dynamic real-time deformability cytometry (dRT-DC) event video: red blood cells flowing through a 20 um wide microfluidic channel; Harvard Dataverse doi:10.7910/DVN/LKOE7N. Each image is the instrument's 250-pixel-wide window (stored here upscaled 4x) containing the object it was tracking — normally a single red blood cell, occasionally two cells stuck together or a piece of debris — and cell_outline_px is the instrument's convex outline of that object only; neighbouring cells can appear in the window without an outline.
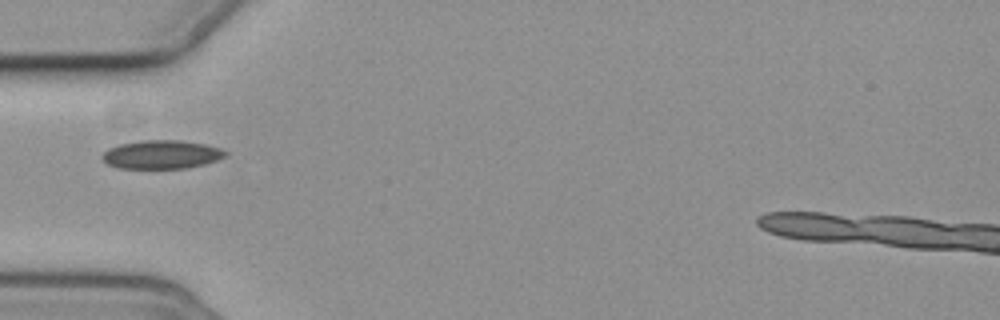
{"species": "common noctule bat (a hibernating species)", "species_latin": "Nyctalus noctula", "temperature_condition": "cold", "stored_images_in_passage": 6, "camera_frame_rate_fps": 3000, "um_per_image_px": 0.085, "animal": {"sex": "female", "body_mass_g": 19.3, "forearm_length_mm": 54.1}, "frame": {"image": 1, "passage_image": 1, "time_ms": 0.0, "image_size_px": [1000, 320], "cell_outline_px": [[228, 156], [204, 164], [188, 168], [116, 168], [100, 160], [100, 156], [108, 148], [120, 144], [140, 140], [180, 140], [204, 144], [220, 148], [228, 152]], "centroid_in_image_um": [13.71, 13.13], "position_along_channel_um": 71.3, "area_um2": 20.69}}
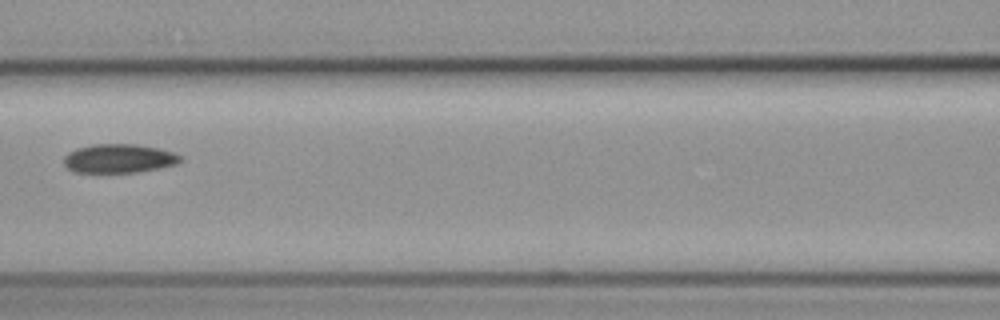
{"frame": {"image": 2, "passage_image": 3, "time_ms": 2.333, "image_size_px": [1000, 320], "cell_outline_px": [[184, 160], [176, 164], [160, 168], [136, 172], [72, 172], [64, 164], [64, 156], [68, 152], [76, 148], [92, 144], [136, 144], [160, 148], [176, 152], [184, 156]], "centroid_in_image_um": [10.16, 13.46], "position_along_channel_um": 156.4, "area_um2": 19.94}}
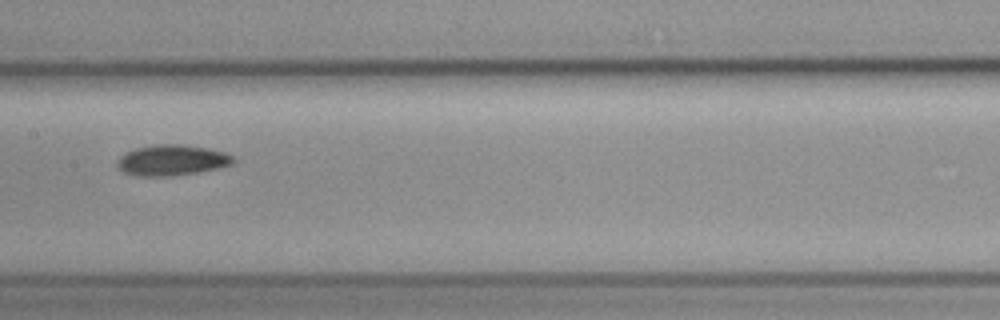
{"frame": {"image": 3, "passage_image": 4, "time_ms": 3.333, "image_size_px": [1000, 320], "cell_outline_px": [[236, 160], [232, 164], [216, 168], [196, 172], [168, 176], [136, 176], [124, 172], [116, 164], [116, 160], [124, 152], [136, 148], [156, 144], [184, 144], [208, 148], [224, 152], [232, 156]], "centroid_in_image_um": [14.58, 13.6], "position_along_channel_um": 192.8, "area_um2": 20.75}}